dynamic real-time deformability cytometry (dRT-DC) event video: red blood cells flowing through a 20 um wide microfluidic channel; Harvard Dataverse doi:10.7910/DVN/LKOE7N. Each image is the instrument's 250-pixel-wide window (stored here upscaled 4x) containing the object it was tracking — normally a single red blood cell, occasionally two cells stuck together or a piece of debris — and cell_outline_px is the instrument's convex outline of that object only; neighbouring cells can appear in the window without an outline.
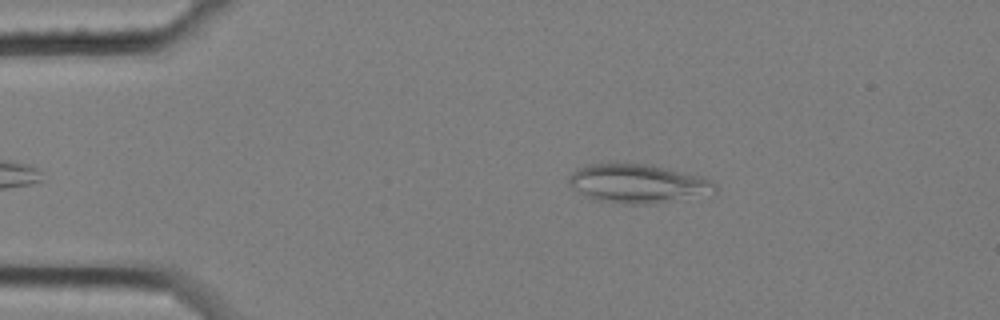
{"species": "common noctule bat (a hibernating species)", "species_latin": "Nyctalus noctula", "temperature_condition": "cold", "stored_images_in_passage": 2, "camera_frame_rate_fps": 3000, "um_per_image_px": 0.085, "animal": {"sex": "female", "body_mass_g": 25.1}, "frame": {"image": 1, "passage_image": 1, "time_ms": 0.0, "image_size_px": [1000, 320], "cell_outline_px": [[716, 192], [652, 204], [624, 204], [596, 200], [580, 192], [568, 184], [568, 176], [580, 168], [588, 164], [608, 160], [644, 164], [664, 168], [700, 176], [716, 184]], "centroid_in_image_um": [54.13, 15.57], "position_along_channel_um": 30.9, "area_um2": 33.06}}